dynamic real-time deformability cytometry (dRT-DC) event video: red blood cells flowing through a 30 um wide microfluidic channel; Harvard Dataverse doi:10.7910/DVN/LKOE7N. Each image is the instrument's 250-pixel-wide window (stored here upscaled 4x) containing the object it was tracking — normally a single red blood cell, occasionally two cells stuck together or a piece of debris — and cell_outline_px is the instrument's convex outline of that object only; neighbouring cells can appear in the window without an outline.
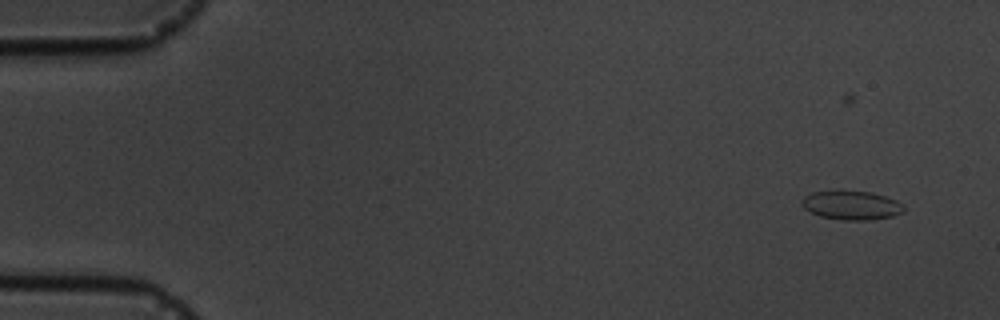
{"species": "common noctule bat (a hibernating species)", "species_latin": "Nyctalus noctula", "temperature_condition": "cold", "stored_images_in_passage": 6, "camera_frame_rate_fps": 3000, "um_per_image_px": 0.085, "animal": {"sex": "male", "body_mass_g": 19.5, "forearm_length_mm": 54.6}, "frame": {"image": 1, "passage_image": 2, "time_ms": 2.0, "image_size_px": [1000, 320], "cell_outline_px": [[904, 212], [892, 216], [868, 220], [844, 220], [820, 216], [804, 208], [800, 204], [800, 200], [804, 196], [812, 192], [872, 192], [896, 200], [904, 204]], "centroid_in_image_um": [72.38, 17.46], "position_along_channel_um": 12.6, "area_um2": 16.94}}
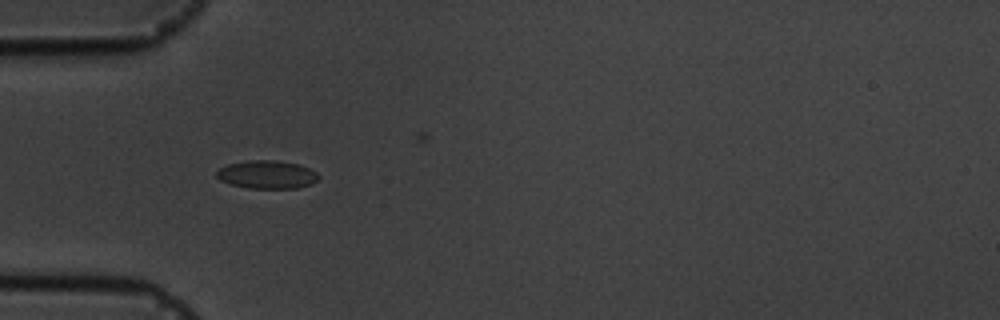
{"frame": {"image": 2, "passage_image": 6, "time_ms": 6.667, "image_size_px": [1000, 320], "cell_outline_px": [[320, 176], [312, 184], [296, 188], [248, 188], [232, 184], [220, 180], [216, 176], [216, 172], [220, 168], [228, 164], [248, 160], [276, 160], [300, 164], [316, 172]], "centroid_in_image_um": [22.7, 14.83], "position_along_channel_um": 62.3, "area_um2": 16.7}}